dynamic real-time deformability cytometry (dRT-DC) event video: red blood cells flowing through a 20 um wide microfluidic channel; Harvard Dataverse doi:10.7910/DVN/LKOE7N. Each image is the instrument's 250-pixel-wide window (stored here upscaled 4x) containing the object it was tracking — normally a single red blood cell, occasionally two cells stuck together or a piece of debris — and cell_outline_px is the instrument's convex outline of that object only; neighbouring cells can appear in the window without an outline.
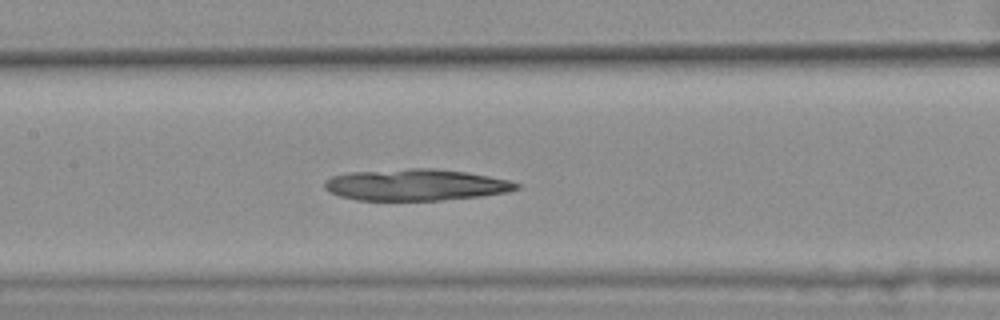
{"species": "common noctule bat (a hibernating species)", "species_latin": "Nyctalus noctula", "temperature_condition": "warm", "stored_images_in_passage": 46, "camera_frame_rate_fps": 3000, "um_per_image_px": 0.085, "animal": {"sex": "female", "body_mass_g": 25.1}, "frame": {"image": 1, "passage_image": 26, "time_ms": 8.333, "image_size_px": [1000, 320], "cell_outline_px": [[520, 188], [508, 192], [480, 196], [440, 200], [356, 200], [340, 196], [328, 192], [324, 188], [324, 180], [332, 176], [348, 172], [408, 168], [432, 168], [464, 172], [488, 176], [508, 180], [520, 184]], "centroid_in_image_um": [35.29, 15.71], "position_along_channel_um": 172.1, "area_um2": 35.32}}
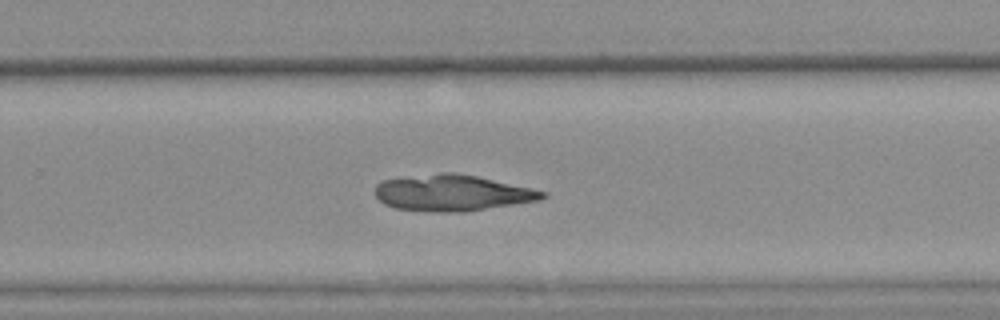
{"frame": {"image": 2, "passage_image": 36, "time_ms": 11.667, "image_size_px": [1000, 320], "cell_outline_px": [[548, 196], [540, 200], [464, 212], [432, 212], [396, 208], [384, 204], [376, 196], [376, 184], [380, 180], [440, 172], [456, 172], [476, 176], [532, 188], [548, 192]], "centroid_in_image_um": [38.45, 16.39], "position_along_channel_um": 291.4, "area_um2": 35.43}}